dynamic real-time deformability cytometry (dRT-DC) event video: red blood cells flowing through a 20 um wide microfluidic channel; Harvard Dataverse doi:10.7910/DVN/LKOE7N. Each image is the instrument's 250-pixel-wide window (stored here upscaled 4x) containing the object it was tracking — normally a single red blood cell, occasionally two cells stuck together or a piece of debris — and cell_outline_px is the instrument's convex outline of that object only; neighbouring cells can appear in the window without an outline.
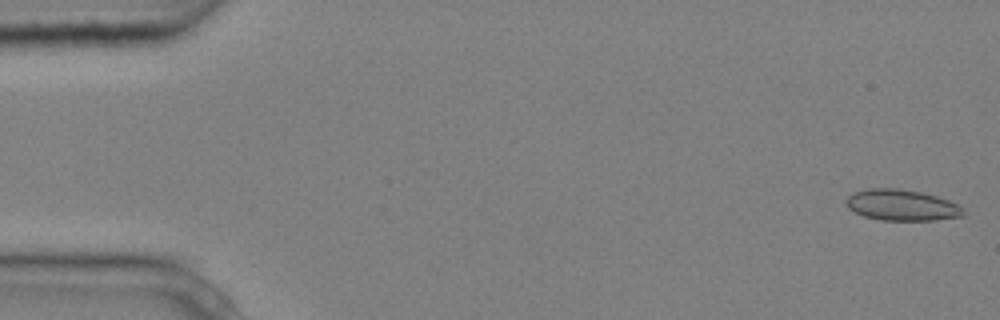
{"species": "common noctule bat (a hibernating species)", "species_latin": "Nyctalus noctula", "temperature_condition": "cold", "stored_images_in_passage": 4, "camera_frame_rate_fps": 3000, "um_per_image_px": 0.085, "animal": {"sex": "male", "body_mass_g": 20.4}, "frame": {"image": 1, "passage_image": 1, "time_ms": 0.0, "image_size_px": [1000, 320], "cell_outline_px": [[964, 216], [936, 220], [880, 220], [864, 216], [848, 208], [844, 200], [848, 196], [856, 192], [868, 188], [896, 188], [920, 192], [936, 196], [948, 200], [964, 208]], "centroid_in_image_um": [76.65, 17.44], "position_along_channel_um": 8.4, "area_um2": 21.15}}
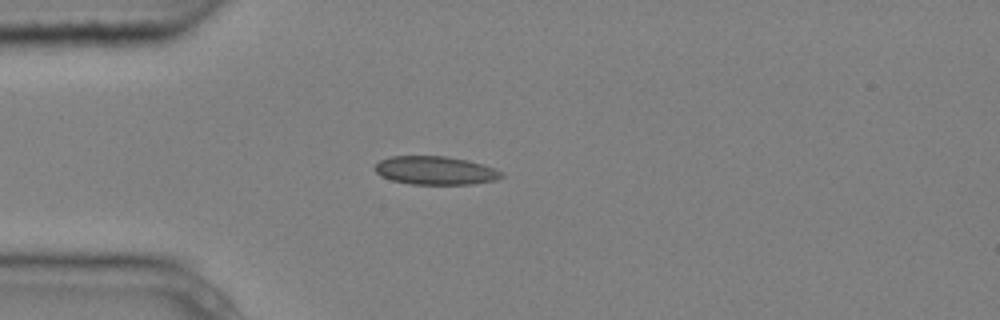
{"frame": {"image": 2, "passage_image": 4, "time_ms": 1.0, "image_size_px": [1000, 320], "cell_outline_px": [[504, 176], [496, 180], [472, 184], [412, 184], [392, 180], [380, 176], [376, 172], [376, 164], [380, 160], [388, 156], [448, 156], [468, 160], [484, 164], [504, 172]], "centroid_in_image_um": [37.04, 14.48], "position_along_channel_um": 48.0, "area_um2": 21.1}}